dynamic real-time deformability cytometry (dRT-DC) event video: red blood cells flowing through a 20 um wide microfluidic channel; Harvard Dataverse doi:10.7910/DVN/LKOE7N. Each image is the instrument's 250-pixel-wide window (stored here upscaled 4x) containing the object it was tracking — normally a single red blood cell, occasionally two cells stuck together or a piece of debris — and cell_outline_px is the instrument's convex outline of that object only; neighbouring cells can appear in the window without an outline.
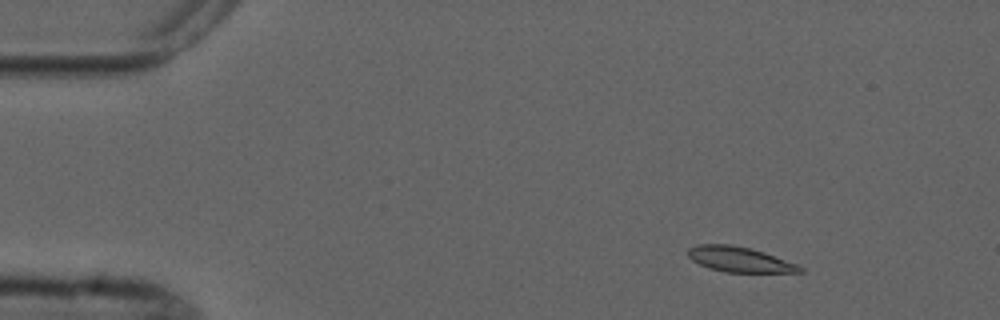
{"species": "common noctule bat (a hibernating species)", "species_latin": "Nyctalus noctula", "temperature_condition": "cold", "stored_images_in_passage": 8, "camera_frame_rate_fps": 3000, "um_per_image_px": 0.085, "animal": {"sex": "male", "forearm_length_mm": 52.5}, "frame": {"image": 1, "passage_image": 1, "time_ms": 0.0, "image_size_px": [1000, 320], "cell_outline_px": [[804, 272], [724, 272], [708, 268], [692, 260], [688, 256], [688, 248], [696, 244], [732, 244], [752, 248], [764, 252], [796, 264], [804, 268]], "centroid_in_image_um": [62.83, 22.04], "position_along_channel_um": 22.2, "area_um2": 16.47}}
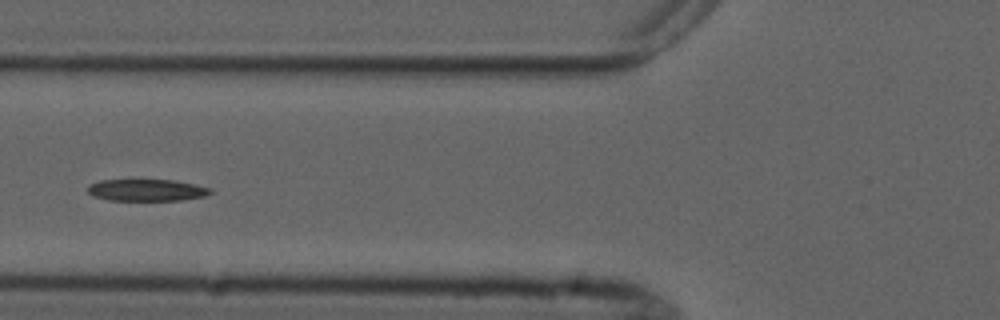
{"frame": {"image": 2, "passage_image": 5, "time_ms": 4.667, "image_size_px": [1000, 320], "cell_outline_px": [[212, 192], [204, 196], [180, 200], [108, 200], [92, 196], [88, 192], [88, 184], [100, 180], [172, 180], [212, 188]], "centroid_in_image_um": [12.42, 16.16], "position_along_channel_um": 113.4, "area_um2": 15.49}}
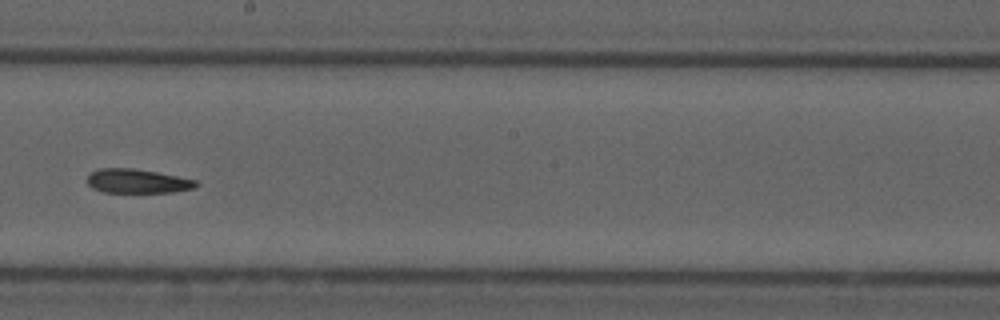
{"frame": {"image": 3, "passage_image": 8, "time_ms": 8.0, "image_size_px": [1000, 320], "cell_outline_px": [[200, 184], [196, 188], [172, 192], [104, 192], [92, 188], [88, 184], [88, 176], [92, 172], [100, 168], [132, 168], [156, 172], [196, 180]], "centroid_in_image_um": [11.7, 15.4], "position_along_channel_um": 236.5, "area_um2": 15.2}}